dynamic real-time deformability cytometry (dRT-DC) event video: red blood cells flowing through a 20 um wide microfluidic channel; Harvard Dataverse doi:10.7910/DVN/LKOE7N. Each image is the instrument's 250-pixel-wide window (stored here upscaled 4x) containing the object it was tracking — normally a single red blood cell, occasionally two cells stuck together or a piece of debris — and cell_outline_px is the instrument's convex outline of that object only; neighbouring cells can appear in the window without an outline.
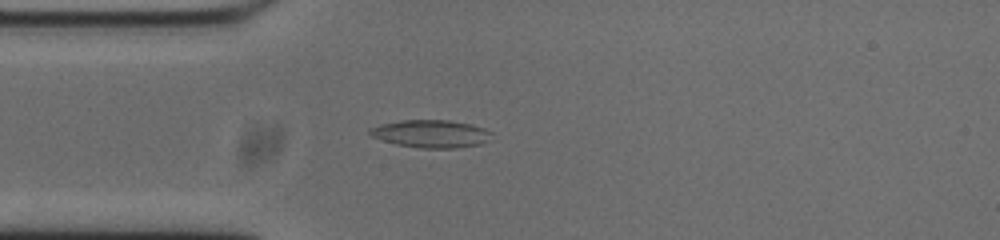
{"species": "common noctule bat (a hibernating species)", "species_latin": "Nyctalus noctula", "temperature_condition": "cold", "stored_images_in_passage": 51, "camera_frame_rate_fps": 3000, "um_per_image_px": 0.085, "animal": {"sex": "male", "body_mass_g": 20.0, "forearm_length_mm": 53.3}, "frame": {"image": 1, "passage_image": 11, "time_ms": 3.333, "image_size_px": [1000, 240], "cell_outline_px": [[492, 132], [480, 144], [456, 148], [420, 148], [396, 144], [372, 136], [368, 132], [368, 128], [380, 124], [400, 120], [448, 120], [472, 124], [484, 128]], "centroid_in_image_um": [36.58, 11.36], "position_along_channel_um": 48.4, "area_um2": 19.48}}
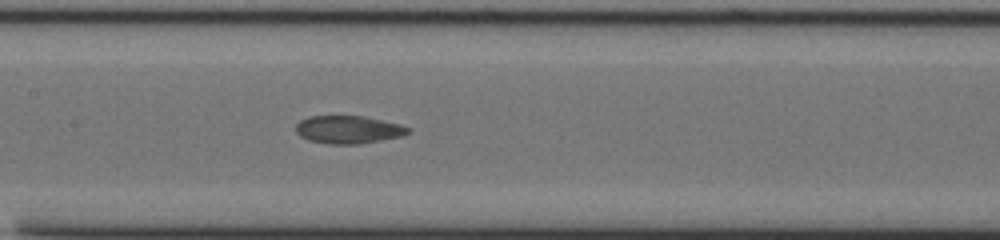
{"frame": {"image": 2, "passage_image": 22, "time_ms": 7.0, "image_size_px": [1000, 240], "cell_outline_px": [[408, 132], [400, 136], [360, 144], [328, 144], [308, 140], [300, 136], [296, 132], [296, 124], [300, 120], [308, 116], [364, 116], [400, 124], [408, 128]], "centroid_in_image_um": [29.55, 11.01], "position_along_channel_um": 177.9, "area_um2": 18.09}}
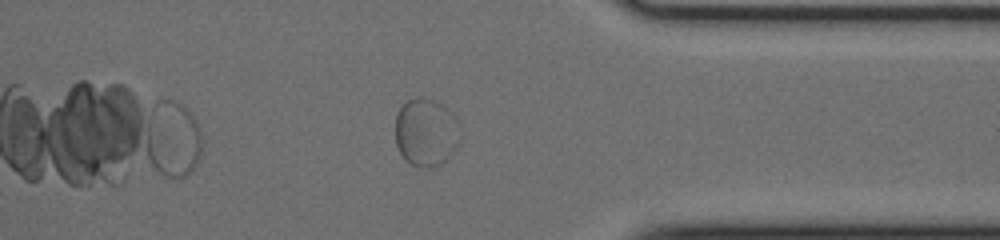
{"frame": {"image": 3, "passage_image": 39, "time_ms": 12.667, "image_size_px": [1000, 240], "cell_outline_px": [[460, 144], [452, 156], [440, 164], [432, 168], [420, 168], [404, 160], [396, 144], [396, 112], [408, 100], [432, 100], [444, 104], [460, 140]], "centroid_in_image_um": [36.17, 11.34], "position_along_channel_um": 375.2, "area_um2": 24.97}}